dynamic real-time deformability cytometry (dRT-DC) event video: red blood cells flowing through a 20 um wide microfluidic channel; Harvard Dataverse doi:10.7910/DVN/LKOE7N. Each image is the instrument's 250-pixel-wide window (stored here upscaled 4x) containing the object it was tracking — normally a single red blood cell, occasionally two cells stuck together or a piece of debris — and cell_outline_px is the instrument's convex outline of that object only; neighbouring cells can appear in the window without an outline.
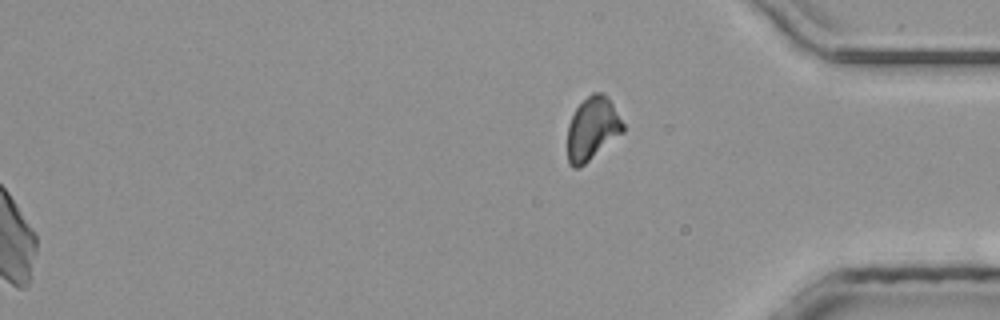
{"species": "common noctule bat (a hibernating species)", "species_latin": "Nyctalus noctula", "temperature_condition": "room temperature", "stored_images_in_passage": 42, "segment_of_instrument_passage": [2, 2], "camera_frame_rate_fps": 3000, "um_per_image_px": 0.085, "animal": {"sex": "male", "body_mass_g": 20.4}, "frame": {"image": 1, "passage_image": 42, "time_ms": 13.667, "image_size_px": [1000, 320], "cell_outline_px": [[624, 132], [580, 168], [572, 168], [568, 164], [568, 124], [576, 108], [592, 92], [604, 92], [608, 96], [624, 124]], "centroid_in_image_um": [50.35, 10.94], "position_along_channel_um": 384.8, "area_um2": 20.52}}